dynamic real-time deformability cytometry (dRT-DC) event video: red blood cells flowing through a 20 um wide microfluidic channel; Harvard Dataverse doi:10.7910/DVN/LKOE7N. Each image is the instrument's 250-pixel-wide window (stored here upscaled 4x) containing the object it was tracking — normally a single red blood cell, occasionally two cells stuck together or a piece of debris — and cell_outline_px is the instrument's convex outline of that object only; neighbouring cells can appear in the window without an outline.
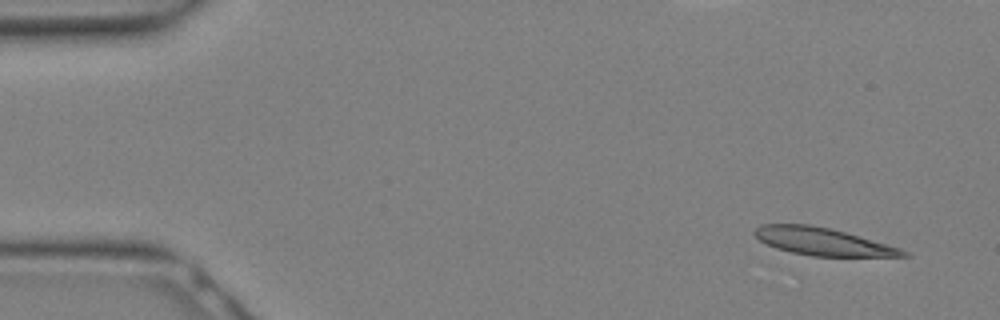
{"species": "Egyptian fruit bat (a non-hibernating species)", "species_latin": "Rousettus aegyptiacus", "temperature_condition": "warm", "stored_images_in_passage": 9, "camera_frame_rate_fps": 3000, "um_per_image_px": 0.085, "animal": {"sex": "female"}, "frame": {"image": 1, "passage_image": 1, "time_ms": 0.0, "image_size_px": [1000, 320], "cell_outline_px": [[912, 256], [812, 256], [792, 252], [776, 248], [760, 240], [752, 232], [760, 224], [808, 224], [828, 228], [844, 232], [900, 248], [908, 252]], "centroid_in_image_um": [69.9, 20.53], "position_along_channel_um": 15.1, "area_um2": 23.41}}